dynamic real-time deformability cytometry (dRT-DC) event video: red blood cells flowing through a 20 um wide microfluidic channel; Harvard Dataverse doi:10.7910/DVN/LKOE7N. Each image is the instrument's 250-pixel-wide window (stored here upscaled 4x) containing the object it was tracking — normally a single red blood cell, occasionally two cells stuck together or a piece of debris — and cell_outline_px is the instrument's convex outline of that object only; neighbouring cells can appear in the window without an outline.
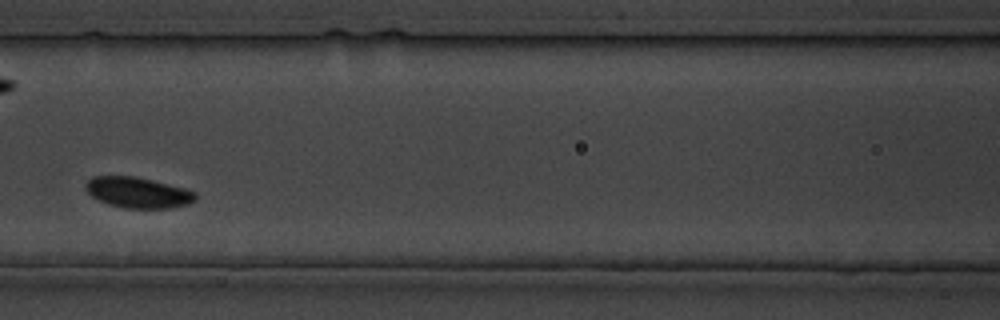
{"species": "common noctule bat (a hibernating species)", "species_latin": "Nyctalus noctula", "temperature_condition": "cold", "stored_images_in_passage": 14, "camera_frame_rate_fps": 3000, "um_per_image_px": 0.085, "animal": {"sex": "male", "body_mass_g": 19.5, "forearm_length_mm": 54.6}, "frame": {"image": 1, "passage_image": 10, "time_ms": 11.0, "image_size_px": [1000, 320], "cell_outline_px": [[196, 200], [188, 204], [168, 208], [124, 208], [108, 204], [92, 196], [84, 188], [84, 184], [92, 176], [136, 176], [184, 188], [196, 192]], "centroid_in_image_um": [11.71, 16.36], "position_along_channel_um": 154.9, "area_um2": 19.65}}